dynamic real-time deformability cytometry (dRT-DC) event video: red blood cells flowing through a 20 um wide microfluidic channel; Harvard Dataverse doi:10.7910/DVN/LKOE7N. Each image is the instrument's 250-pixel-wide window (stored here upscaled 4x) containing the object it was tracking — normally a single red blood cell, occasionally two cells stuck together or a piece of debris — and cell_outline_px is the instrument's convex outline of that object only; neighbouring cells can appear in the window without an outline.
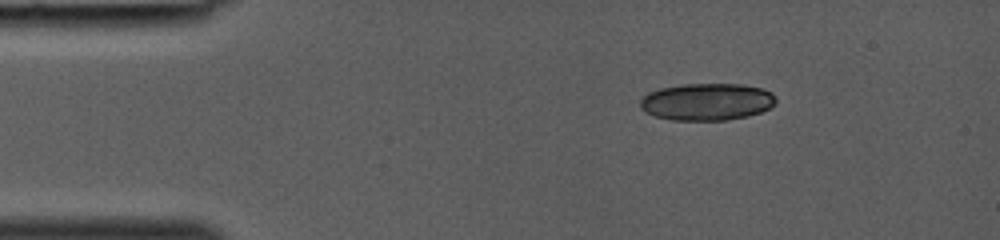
{"species": "common noctule bat (a hibernating species)", "species_latin": "Nyctalus noctula", "temperature_condition": "room temperature", "stored_images_in_passage": 2, "camera_frame_rate_fps": 3000, "um_per_image_px": 0.085, "animal": {"sex": "female", "body_mass_g": 19.0, "forearm_length_mm": 53.3}, "frame": {"image": 1, "passage_image": 1, "time_ms": 0.0, "image_size_px": [1000, 240], "cell_outline_px": [[776, 104], [760, 112], [748, 116], [728, 120], [672, 120], [656, 116], [644, 112], [640, 108], [640, 100], [648, 92], [660, 88], [684, 84], [744, 84], [764, 88], [772, 92], [776, 100]], "centroid_in_image_um": [60.1, 8.65], "position_along_channel_um": 24.9, "area_um2": 29.59}}